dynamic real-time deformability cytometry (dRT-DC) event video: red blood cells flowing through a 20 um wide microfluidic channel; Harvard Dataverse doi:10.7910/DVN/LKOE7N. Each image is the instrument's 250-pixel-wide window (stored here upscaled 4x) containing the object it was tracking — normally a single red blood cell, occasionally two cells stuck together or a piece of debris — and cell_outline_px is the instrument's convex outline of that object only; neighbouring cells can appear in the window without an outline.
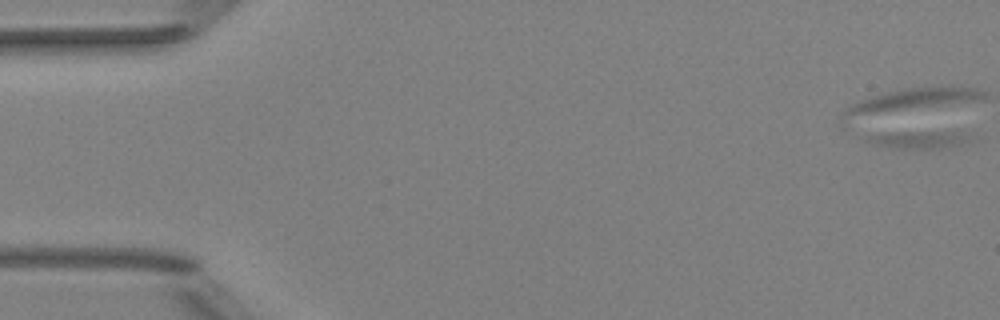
{"species": "Egyptian fruit bat (a non-hibernating species)", "species_latin": "Rousettus aegyptiacus", "temperature_condition": "room temperature", "stored_images_in_passage": 57, "segment_of_instrument_passage": [1, 2], "camera_frame_rate_fps": 3000, "um_per_image_px": 0.085, "animal": {"sex": "female"}, "frame": {"image": 1, "passage_image": 1, "time_ms": 0.0, "image_size_px": [1000, 320], "cell_outline_px": [[976, 144], [944, 148], [892, 148], [868, 144], [864, 140], [868, 136], [892, 132], [960, 132], [976, 140]], "centroid_in_image_um": [78.24, 11.9], "position_along_channel_um": 6.8, "area_um2": 10.98}}